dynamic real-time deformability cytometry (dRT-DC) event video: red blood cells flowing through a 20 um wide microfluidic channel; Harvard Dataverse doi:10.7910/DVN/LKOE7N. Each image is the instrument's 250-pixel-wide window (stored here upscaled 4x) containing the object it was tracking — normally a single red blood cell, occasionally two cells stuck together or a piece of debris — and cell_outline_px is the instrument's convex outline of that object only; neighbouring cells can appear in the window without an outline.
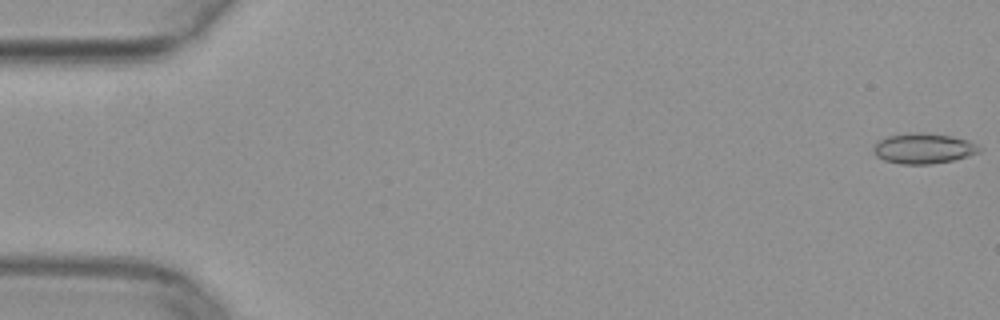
{"species": "common noctule bat (a hibernating species)", "species_latin": "Nyctalus noctula", "temperature_condition": "warm", "stored_images_in_passage": 51, "camera_frame_rate_fps": 3000, "um_per_image_px": 0.085, "animal": {"sex": "female", "body_mass_g": 29.2, "forearm_length_mm": 56.3}, "frame": {"image": 1, "passage_image": 1, "time_ms": 0.0, "image_size_px": [1000, 320], "cell_outline_px": [[984, 148], [980, 152], [968, 156], [952, 160], [932, 164], [900, 164], [884, 160], [876, 156], [872, 152], [872, 144], [876, 140], [888, 136], [908, 132], [928, 132], [952, 136], [968, 140]], "centroid_in_image_um": [78.46, 12.6], "position_along_channel_um": 6.5, "area_um2": 19.25}}
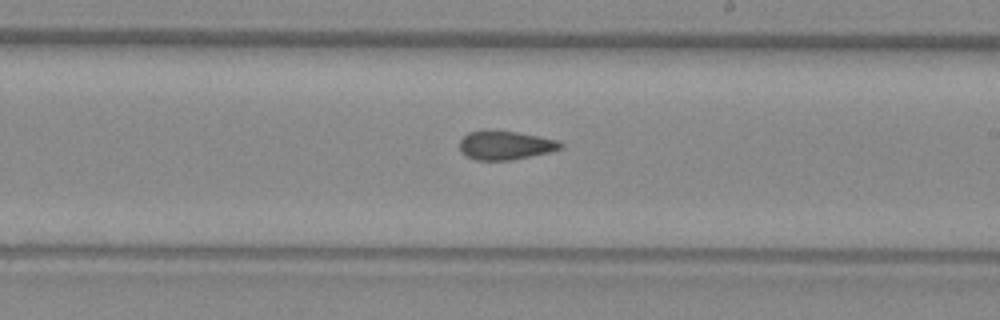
{"frame": {"image": 2, "passage_image": 30, "time_ms": 9.667, "image_size_px": [1000, 320], "cell_outline_px": [[564, 148], [548, 152], [508, 160], [476, 160], [460, 152], [460, 140], [468, 132], [516, 132], [556, 140], [564, 144]], "centroid_in_image_um": [42.96, 12.37], "position_along_channel_um": 246.0, "area_um2": 16.3}}
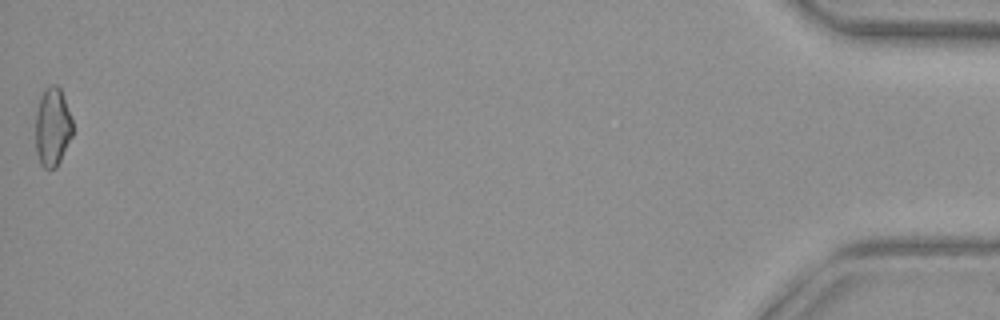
{"frame": {"image": 3, "passage_image": 51, "time_ms": 16.667, "image_size_px": [1000, 320], "cell_outline_px": [[72, 136], [56, 168], [44, 168], [40, 164], [36, 152], [36, 112], [40, 96], [44, 88], [48, 84], [56, 84], [60, 88], [72, 120]], "centroid_in_image_um": [4.44, 10.77], "position_along_channel_um": 430.8, "area_um2": 16.99}}